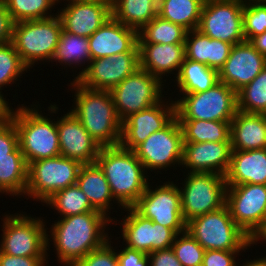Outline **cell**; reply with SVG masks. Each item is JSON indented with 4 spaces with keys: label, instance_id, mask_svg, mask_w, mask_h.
<instances>
[{
    "label": "cell",
    "instance_id": "obj_1",
    "mask_svg": "<svg viewBox=\"0 0 266 266\" xmlns=\"http://www.w3.org/2000/svg\"><path fill=\"white\" fill-rule=\"evenodd\" d=\"M112 222L115 226L118 225L100 211L61 218L50 227V235L48 233L46 235L47 250H50V242H52L54 250L57 251L58 263L63 266H73L89 252L102 247L110 240L105 230Z\"/></svg>",
    "mask_w": 266,
    "mask_h": 266
},
{
    "label": "cell",
    "instance_id": "obj_2",
    "mask_svg": "<svg viewBox=\"0 0 266 266\" xmlns=\"http://www.w3.org/2000/svg\"><path fill=\"white\" fill-rule=\"evenodd\" d=\"M74 106L70 111L101 146L120 145L122 121L110 91L88 89L73 79Z\"/></svg>",
    "mask_w": 266,
    "mask_h": 266
},
{
    "label": "cell",
    "instance_id": "obj_3",
    "mask_svg": "<svg viewBox=\"0 0 266 266\" xmlns=\"http://www.w3.org/2000/svg\"><path fill=\"white\" fill-rule=\"evenodd\" d=\"M96 163L120 208L132 207L145 192L148 173L133 150L121 145L101 147Z\"/></svg>",
    "mask_w": 266,
    "mask_h": 266
},
{
    "label": "cell",
    "instance_id": "obj_4",
    "mask_svg": "<svg viewBox=\"0 0 266 266\" xmlns=\"http://www.w3.org/2000/svg\"><path fill=\"white\" fill-rule=\"evenodd\" d=\"M21 105L12 108L8 116L14 121L19 147L27 163L60 156L57 121L43 116L37 104L31 105L33 108Z\"/></svg>",
    "mask_w": 266,
    "mask_h": 266
},
{
    "label": "cell",
    "instance_id": "obj_5",
    "mask_svg": "<svg viewBox=\"0 0 266 266\" xmlns=\"http://www.w3.org/2000/svg\"><path fill=\"white\" fill-rule=\"evenodd\" d=\"M186 231L205 250L241 251L242 255L252 246V239L234 222L226 204L188 221Z\"/></svg>",
    "mask_w": 266,
    "mask_h": 266
},
{
    "label": "cell",
    "instance_id": "obj_6",
    "mask_svg": "<svg viewBox=\"0 0 266 266\" xmlns=\"http://www.w3.org/2000/svg\"><path fill=\"white\" fill-rule=\"evenodd\" d=\"M55 14L49 18L13 23L11 42L29 69L38 61L52 63L62 32L61 21Z\"/></svg>",
    "mask_w": 266,
    "mask_h": 266
},
{
    "label": "cell",
    "instance_id": "obj_7",
    "mask_svg": "<svg viewBox=\"0 0 266 266\" xmlns=\"http://www.w3.org/2000/svg\"><path fill=\"white\" fill-rule=\"evenodd\" d=\"M181 96L174 101L178 120L232 121L237 112V93L220 81L205 92Z\"/></svg>",
    "mask_w": 266,
    "mask_h": 266
},
{
    "label": "cell",
    "instance_id": "obj_8",
    "mask_svg": "<svg viewBox=\"0 0 266 266\" xmlns=\"http://www.w3.org/2000/svg\"><path fill=\"white\" fill-rule=\"evenodd\" d=\"M179 187L184 222L215 211L225 205L226 179L218 173L186 172Z\"/></svg>",
    "mask_w": 266,
    "mask_h": 266
},
{
    "label": "cell",
    "instance_id": "obj_9",
    "mask_svg": "<svg viewBox=\"0 0 266 266\" xmlns=\"http://www.w3.org/2000/svg\"><path fill=\"white\" fill-rule=\"evenodd\" d=\"M0 251L12 256H49L44 219L22 214L3 215Z\"/></svg>",
    "mask_w": 266,
    "mask_h": 266
},
{
    "label": "cell",
    "instance_id": "obj_10",
    "mask_svg": "<svg viewBox=\"0 0 266 266\" xmlns=\"http://www.w3.org/2000/svg\"><path fill=\"white\" fill-rule=\"evenodd\" d=\"M81 166L61 155L29 163L26 197L44 203L57 191L75 185Z\"/></svg>",
    "mask_w": 266,
    "mask_h": 266
},
{
    "label": "cell",
    "instance_id": "obj_11",
    "mask_svg": "<svg viewBox=\"0 0 266 266\" xmlns=\"http://www.w3.org/2000/svg\"><path fill=\"white\" fill-rule=\"evenodd\" d=\"M165 182L163 185H156L154 190L149 182L145 192L132 208L142 217L173 229L179 234L186 230L181 211L180 189L173 181Z\"/></svg>",
    "mask_w": 266,
    "mask_h": 266
},
{
    "label": "cell",
    "instance_id": "obj_12",
    "mask_svg": "<svg viewBox=\"0 0 266 266\" xmlns=\"http://www.w3.org/2000/svg\"><path fill=\"white\" fill-rule=\"evenodd\" d=\"M165 84L144 69L138 68L110 92L116 113L121 121L140 112L164 98Z\"/></svg>",
    "mask_w": 266,
    "mask_h": 266
},
{
    "label": "cell",
    "instance_id": "obj_13",
    "mask_svg": "<svg viewBox=\"0 0 266 266\" xmlns=\"http://www.w3.org/2000/svg\"><path fill=\"white\" fill-rule=\"evenodd\" d=\"M243 0H205L198 30L232 45L245 41Z\"/></svg>",
    "mask_w": 266,
    "mask_h": 266
},
{
    "label": "cell",
    "instance_id": "obj_14",
    "mask_svg": "<svg viewBox=\"0 0 266 266\" xmlns=\"http://www.w3.org/2000/svg\"><path fill=\"white\" fill-rule=\"evenodd\" d=\"M145 171L169 170L181 166L183 158V134L175 117L165 128L152 133L133 150Z\"/></svg>",
    "mask_w": 266,
    "mask_h": 266
},
{
    "label": "cell",
    "instance_id": "obj_15",
    "mask_svg": "<svg viewBox=\"0 0 266 266\" xmlns=\"http://www.w3.org/2000/svg\"><path fill=\"white\" fill-rule=\"evenodd\" d=\"M225 204L234 222L252 239L266 221V185H227Z\"/></svg>",
    "mask_w": 266,
    "mask_h": 266
},
{
    "label": "cell",
    "instance_id": "obj_16",
    "mask_svg": "<svg viewBox=\"0 0 266 266\" xmlns=\"http://www.w3.org/2000/svg\"><path fill=\"white\" fill-rule=\"evenodd\" d=\"M123 210L128 211L120 222L121 235L126 247L146 254L172 247L177 236L173 229L142 217L132 207L123 208Z\"/></svg>",
    "mask_w": 266,
    "mask_h": 266
},
{
    "label": "cell",
    "instance_id": "obj_17",
    "mask_svg": "<svg viewBox=\"0 0 266 266\" xmlns=\"http://www.w3.org/2000/svg\"><path fill=\"white\" fill-rule=\"evenodd\" d=\"M138 68L139 52L114 54L91 60L76 81L88 89L111 91Z\"/></svg>",
    "mask_w": 266,
    "mask_h": 266
},
{
    "label": "cell",
    "instance_id": "obj_18",
    "mask_svg": "<svg viewBox=\"0 0 266 266\" xmlns=\"http://www.w3.org/2000/svg\"><path fill=\"white\" fill-rule=\"evenodd\" d=\"M163 101L129 115L122 121L120 145L134 150L152 133L165 128L176 117V106L173 100ZM169 102V103H168ZM171 102V103H170Z\"/></svg>",
    "mask_w": 266,
    "mask_h": 266
},
{
    "label": "cell",
    "instance_id": "obj_19",
    "mask_svg": "<svg viewBox=\"0 0 266 266\" xmlns=\"http://www.w3.org/2000/svg\"><path fill=\"white\" fill-rule=\"evenodd\" d=\"M266 66V57L249 41L232 46L229 57L219 70V81L236 93L249 84Z\"/></svg>",
    "mask_w": 266,
    "mask_h": 266
},
{
    "label": "cell",
    "instance_id": "obj_20",
    "mask_svg": "<svg viewBox=\"0 0 266 266\" xmlns=\"http://www.w3.org/2000/svg\"><path fill=\"white\" fill-rule=\"evenodd\" d=\"M58 9L62 30L89 38L111 16V0L71 2Z\"/></svg>",
    "mask_w": 266,
    "mask_h": 266
},
{
    "label": "cell",
    "instance_id": "obj_21",
    "mask_svg": "<svg viewBox=\"0 0 266 266\" xmlns=\"http://www.w3.org/2000/svg\"><path fill=\"white\" fill-rule=\"evenodd\" d=\"M60 155L82 165L96 163L101 146L69 111L57 119Z\"/></svg>",
    "mask_w": 266,
    "mask_h": 266
},
{
    "label": "cell",
    "instance_id": "obj_22",
    "mask_svg": "<svg viewBox=\"0 0 266 266\" xmlns=\"http://www.w3.org/2000/svg\"><path fill=\"white\" fill-rule=\"evenodd\" d=\"M91 60L124 52H139L138 31L111 16L89 38Z\"/></svg>",
    "mask_w": 266,
    "mask_h": 266
},
{
    "label": "cell",
    "instance_id": "obj_23",
    "mask_svg": "<svg viewBox=\"0 0 266 266\" xmlns=\"http://www.w3.org/2000/svg\"><path fill=\"white\" fill-rule=\"evenodd\" d=\"M231 142H183L181 166L187 172L218 173L225 176L231 159Z\"/></svg>",
    "mask_w": 266,
    "mask_h": 266
},
{
    "label": "cell",
    "instance_id": "obj_24",
    "mask_svg": "<svg viewBox=\"0 0 266 266\" xmlns=\"http://www.w3.org/2000/svg\"><path fill=\"white\" fill-rule=\"evenodd\" d=\"M138 47L141 69L162 83L166 82L163 77L169 73H175L173 78L177 77L185 59V44L138 43Z\"/></svg>",
    "mask_w": 266,
    "mask_h": 266
},
{
    "label": "cell",
    "instance_id": "obj_25",
    "mask_svg": "<svg viewBox=\"0 0 266 266\" xmlns=\"http://www.w3.org/2000/svg\"><path fill=\"white\" fill-rule=\"evenodd\" d=\"M225 179L227 185H266V148L247 151L232 150Z\"/></svg>",
    "mask_w": 266,
    "mask_h": 266
},
{
    "label": "cell",
    "instance_id": "obj_26",
    "mask_svg": "<svg viewBox=\"0 0 266 266\" xmlns=\"http://www.w3.org/2000/svg\"><path fill=\"white\" fill-rule=\"evenodd\" d=\"M232 150L266 148V114L245 113L237 110L230 122Z\"/></svg>",
    "mask_w": 266,
    "mask_h": 266
},
{
    "label": "cell",
    "instance_id": "obj_27",
    "mask_svg": "<svg viewBox=\"0 0 266 266\" xmlns=\"http://www.w3.org/2000/svg\"><path fill=\"white\" fill-rule=\"evenodd\" d=\"M185 58L204 63L219 72L229 57L232 44L211 39L198 29L187 31L185 37Z\"/></svg>",
    "mask_w": 266,
    "mask_h": 266
},
{
    "label": "cell",
    "instance_id": "obj_28",
    "mask_svg": "<svg viewBox=\"0 0 266 266\" xmlns=\"http://www.w3.org/2000/svg\"><path fill=\"white\" fill-rule=\"evenodd\" d=\"M76 184L87 196V199L95 210L104 213L108 217L110 216L108 215L110 214L109 210L113 206L111 201L114 204L117 201L111 193L103 170L97 163L82 165Z\"/></svg>",
    "mask_w": 266,
    "mask_h": 266
},
{
    "label": "cell",
    "instance_id": "obj_29",
    "mask_svg": "<svg viewBox=\"0 0 266 266\" xmlns=\"http://www.w3.org/2000/svg\"><path fill=\"white\" fill-rule=\"evenodd\" d=\"M174 82L181 92L180 95L200 93L207 91L219 82V74L217 70L204 63L185 58Z\"/></svg>",
    "mask_w": 266,
    "mask_h": 266
},
{
    "label": "cell",
    "instance_id": "obj_30",
    "mask_svg": "<svg viewBox=\"0 0 266 266\" xmlns=\"http://www.w3.org/2000/svg\"><path fill=\"white\" fill-rule=\"evenodd\" d=\"M112 16L139 31L158 15V0H111Z\"/></svg>",
    "mask_w": 266,
    "mask_h": 266
},
{
    "label": "cell",
    "instance_id": "obj_31",
    "mask_svg": "<svg viewBox=\"0 0 266 266\" xmlns=\"http://www.w3.org/2000/svg\"><path fill=\"white\" fill-rule=\"evenodd\" d=\"M52 61L56 63L58 61L61 66L64 65V68L65 65L66 68L68 66L72 68L75 66L74 68H76L85 65V68L83 67L82 71L75 76L74 80H76L91 61L88 38L62 30Z\"/></svg>",
    "mask_w": 266,
    "mask_h": 266
},
{
    "label": "cell",
    "instance_id": "obj_32",
    "mask_svg": "<svg viewBox=\"0 0 266 266\" xmlns=\"http://www.w3.org/2000/svg\"><path fill=\"white\" fill-rule=\"evenodd\" d=\"M28 178V163L18 147L11 158L0 159V193L25 196Z\"/></svg>",
    "mask_w": 266,
    "mask_h": 266
},
{
    "label": "cell",
    "instance_id": "obj_33",
    "mask_svg": "<svg viewBox=\"0 0 266 266\" xmlns=\"http://www.w3.org/2000/svg\"><path fill=\"white\" fill-rule=\"evenodd\" d=\"M205 0H158V16L181 25L187 31L198 29Z\"/></svg>",
    "mask_w": 266,
    "mask_h": 266
},
{
    "label": "cell",
    "instance_id": "obj_34",
    "mask_svg": "<svg viewBox=\"0 0 266 266\" xmlns=\"http://www.w3.org/2000/svg\"><path fill=\"white\" fill-rule=\"evenodd\" d=\"M183 142H231L230 122L211 120H178Z\"/></svg>",
    "mask_w": 266,
    "mask_h": 266
},
{
    "label": "cell",
    "instance_id": "obj_35",
    "mask_svg": "<svg viewBox=\"0 0 266 266\" xmlns=\"http://www.w3.org/2000/svg\"><path fill=\"white\" fill-rule=\"evenodd\" d=\"M187 30L156 16L138 31V43L184 44Z\"/></svg>",
    "mask_w": 266,
    "mask_h": 266
},
{
    "label": "cell",
    "instance_id": "obj_36",
    "mask_svg": "<svg viewBox=\"0 0 266 266\" xmlns=\"http://www.w3.org/2000/svg\"><path fill=\"white\" fill-rule=\"evenodd\" d=\"M44 203L58 211L61 218L98 211L91 206L87 196L77 184L57 191Z\"/></svg>",
    "mask_w": 266,
    "mask_h": 266
},
{
    "label": "cell",
    "instance_id": "obj_37",
    "mask_svg": "<svg viewBox=\"0 0 266 266\" xmlns=\"http://www.w3.org/2000/svg\"><path fill=\"white\" fill-rule=\"evenodd\" d=\"M237 110L266 114V66L249 84L237 92Z\"/></svg>",
    "mask_w": 266,
    "mask_h": 266
},
{
    "label": "cell",
    "instance_id": "obj_38",
    "mask_svg": "<svg viewBox=\"0 0 266 266\" xmlns=\"http://www.w3.org/2000/svg\"><path fill=\"white\" fill-rule=\"evenodd\" d=\"M13 23L49 18L57 0H2ZM50 12V13H49ZM52 13V14H51Z\"/></svg>",
    "mask_w": 266,
    "mask_h": 266
},
{
    "label": "cell",
    "instance_id": "obj_39",
    "mask_svg": "<svg viewBox=\"0 0 266 266\" xmlns=\"http://www.w3.org/2000/svg\"><path fill=\"white\" fill-rule=\"evenodd\" d=\"M27 70L30 71L11 41L0 44V94L3 97L2 87L14 84Z\"/></svg>",
    "mask_w": 266,
    "mask_h": 266
},
{
    "label": "cell",
    "instance_id": "obj_40",
    "mask_svg": "<svg viewBox=\"0 0 266 266\" xmlns=\"http://www.w3.org/2000/svg\"><path fill=\"white\" fill-rule=\"evenodd\" d=\"M183 266H201L205 249L188 231L177 234L172 247Z\"/></svg>",
    "mask_w": 266,
    "mask_h": 266
},
{
    "label": "cell",
    "instance_id": "obj_41",
    "mask_svg": "<svg viewBox=\"0 0 266 266\" xmlns=\"http://www.w3.org/2000/svg\"><path fill=\"white\" fill-rule=\"evenodd\" d=\"M266 31V3L244 2L243 33L245 41Z\"/></svg>",
    "mask_w": 266,
    "mask_h": 266
},
{
    "label": "cell",
    "instance_id": "obj_42",
    "mask_svg": "<svg viewBox=\"0 0 266 266\" xmlns=\"http://www.w3.org/2000/svg\"><path fill=\"white\" fill-rule=\"evenodd\" d=\"M113 248L111 240H108L102 247L89 252L73 266H119L117 250Z\"/></svg>",
    "mask_w": 266,
    "mask_h": 266
},
{
    "label": "cell",
    "instance_id": "obj_43",
    "mask_svg": "<svg viewBox=\"0 0 266 266\" xmlns=\"http://www.w3.org/2000/svg\"><path fill=\"white\" fill-rule=\"evenodd\" d=\"M19 147L18 132L14 121L9 117L0 118V159L11 158L13 153Z\"/></svg>",
    "mask_w": 266,
    "mask_h": 266
},
{
    "label": "cell",
    "instance_id": "obj_44",
    "mask_svg": "<svg viewBox=\"0 0 266 266\" xmlns=\"http://www.w3.org/2000/svg\"><path fill=\"white\" fill-rule=\"evenodd\" d=\"M240 251L205 250L201 266H238L236 258Z\"/></svg>",
    "mask_w": 266,
    "mask_h": 266
},
{
    "label": "cell",
    "instance_id": "obj_45",
    "mask_svg": "<svg viewBox=\"0 0 266 266\" xmlns=\"http://www.w3.org/2000/svg\"><path fill=\"white\" fill-rule=\"evenodd\" d=\"M119 266H149V258L145 252L125 247L117 251Z\"/></svg>",
    "mask_w": 266,
    "mask_h": 266
},
{
    "label": "cell",
    "instance_id": "obj_46",
    "mask_svg": "<svg viewBox=\"0 0 266 266\" xmlns=\"http://www.w3.org/2000/svg\"><path fill=\"white\" fill-rule=\"evenodd\" d=\"M48 256H12L0 251V266H45Z\"/></svg>",
    "mask_w": 266,
    "mask_h": 266
},
{
    "label": "cell",
    "instance_id": "obj_47",
    "mask_svg": "<svg viewBox=\"0 0 266 266\" xmlns=\"http://www.w3.org/2000/svg\"><path fill=\"white\" fill-rule=\"evenodd\" d=\"M147 255L149 266H183L172 248L155 250Z\"/></svg>",
    "mask_w": 266,
    "mask_h": 266
},
{
    "label": "cell",
    "instance_id": "obj_48",
    "mask_svg": "<svg viewBox=\"0 0 266 266\" xmlns=\"http://www.w3.org/2000/svg\"><path fill=\"white\" fill-rule=\"evenodd\" d=\"M13 21L9 12L6 10L5 4L0 0V44L11 41Z\"/></svg>",
    "mask_w": 266,
    "mask_h": 266
},
{
    "label": "cell",
    "instance_id": "obj_49",
    "mask_svg": "<svg viewBox=\"0 0 266 266\" xmlns=\"http://www.w3.org/2000/svg\"><path fill=\"white\" fill-rule=\"evenodd\" d=\"M249 42L266 57V31L263 34L253 37Z\"/></svg>",
    "mask_w": 266,
    "mask_h": 266
},
{
    "label": "cell",
    "instance_id": "obj_50",
    "mask_svg": "<svg viewBox=\"0 0 266 266\" xmlns=\"http://www.w3.org/2000/svg\"><path fill=\"white\" fill-rule=\"evenodd\" d=\"M259 241H262V243H266V221L263 227L252 238V245L254 246V244H258Z\"/></svg>",
    "mask_w": 266,
    "mask_h": 266
},
{
    "label": "cell",
    "instance_id": "obj_51",
    "mask_svg": "<svg viewBox=\"0 0 266 266\" xmlns=\"http://www.w3.org/2000/svg\"><path fill=\"white\" fill-rule=\"evenodd\" d=\"M9 102L0 94V118L8 116L11 111V107L8 105Z\"/></svg>",
    "mask_w": 266,
    "mask_h": 266
},
{
    "label": "cell",
    "instance_id": "obj_52",
    "mask_svg": "<svg viewBox=\"0 0 266 266\" xmlns=\"http://www.w3.org/2000/svg\"><path fill=\"white\" fill-rule=\"evenodd\" d=\"M242 266H266V256L251 261L248 260L245 263L243 262Z\"/></svg>",
    "mask_w": 266,
    "mask_h": 266
},
{
    "label": "cell",
    "instance_id": "obj_53",
    "mask_svg": "<svg viewBox=\"0 0 266 266\" xmlns=\"http://www.w3.org/2000/svg\"><path fill=\"white\" fill-rule=\"evenodd\" d=\"M60 1H62V0H57V3L60 4ZM64 1H67L68 3H71V2L91 1V0H63V2H64Z\"/></svg>",
    "mask_w": 266,
    "mask_h": 266
},
{
    "label": "cell",
    "instance_id": "obj_54",
    "mask_svg": "<svg viewBox=\"0 0 266 266\" xmlns=\"http://www.w3.org/2000/svg\"><path fill=\"white\" fill-rule=\"evenodd\" d=\"M244 2H263L266 3V0H243Z\"/></svg>",
    "mask_w": 266,
    "mask_h": 266
}]
</instances>
